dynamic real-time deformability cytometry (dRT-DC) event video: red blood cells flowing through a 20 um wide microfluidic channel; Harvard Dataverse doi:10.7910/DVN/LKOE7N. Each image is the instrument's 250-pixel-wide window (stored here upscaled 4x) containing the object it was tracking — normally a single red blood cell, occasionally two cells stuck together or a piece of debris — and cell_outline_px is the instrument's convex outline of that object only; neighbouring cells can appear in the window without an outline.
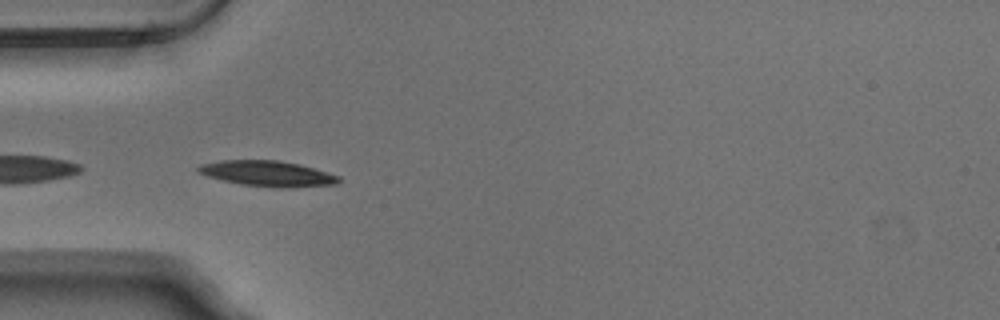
{"species": "Egyptian fruit bat (a non-hibernating species)", "species_latin": "Rousettus aegyptiacus", "temperature_condition": "warm", "stored_images_in_passage": 7, "camera_frame_rate_fps": 3000, "um_per_image_px": 0.085, "animal": {"sex": "male"}, "frame": {"image": 1, "passage_image": 1, "time_ms": 0.0, "image_size_px": [1000, 320], "cell_outline_px": [[340, 180], [336, 184], [288, 188], [240, 184], [208, 176], [196, 172], [196, 168], [200, 164], [220, 160], [276, 160], [300, 164], [340, 176]], "centroid_in_image_um": [22.73, 14.74], "position_along_channel_um": 62.3, "area_um2": 20.81}}
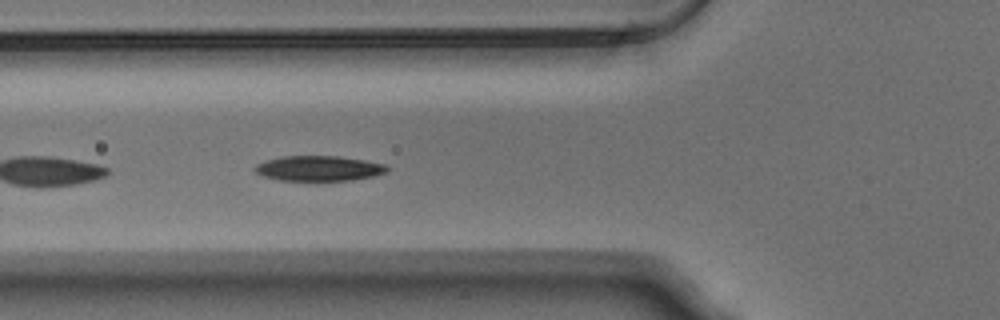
{"frame": {"image": 2, "passage_image": 4, "time_ms": 1.0, "image_size_px": [1000, 320], "cell_outline_px": [[388, 172], [376, 176], [352, 180], [280, 180], [264, 176], [256, 172], [252, 168], [256, 164], [280, 156], [340, 156], [388, 164]], "centroid_in_image_um": [27.15, 14.3], "position_along_channel_um": 98.7, "area_um2": 19.48}}